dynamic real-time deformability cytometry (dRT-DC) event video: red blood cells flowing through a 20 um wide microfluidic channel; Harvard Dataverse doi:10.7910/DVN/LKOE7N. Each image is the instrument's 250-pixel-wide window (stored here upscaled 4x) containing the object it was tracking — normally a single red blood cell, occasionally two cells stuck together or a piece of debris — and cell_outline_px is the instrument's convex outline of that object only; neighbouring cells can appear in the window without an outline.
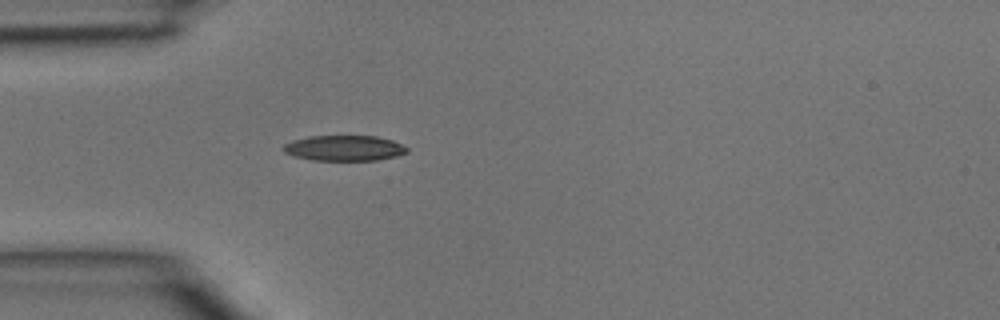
{"species": "common noctule bat (a hibernating species)", "species_latin": "Nyctalus noctula", "temperature_condition": "room temperature", "stored_images_in_passage": 33, "camera_frame_rate_fps": 3000, "um_per_image_px": 0.085, "animal": {"sex": "male", "body_mass_g": 15.6}, "frame": {"image": 1, "passage_image": 1, "time_ms": 0.0, "image_size_px": [1000, 320], "cell_outline_px": [[408, 152], [396, 156], [376, 160], [312, 160], [296, 156], [284, 152], [280, 148], [284, 144], [292, 140], [308, 136], [376, 136], [392, 140], [408, 148]], "centroid_in_image_um": [29.23, 12.58], "position_along_channel_um": 55.8, "area_um2": 18.32}}
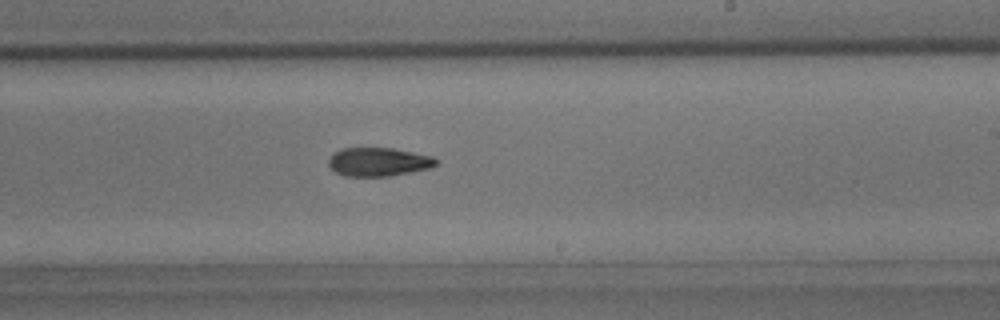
{"frame": {"image": 2, "passage_image": 15, "time_ms": 4.667, "image_size_px": [1000, 320], "cell_outline_px": [[440, 160], [436, 164], [428, 168], [388, 176], [344, 176], [336, 172], [328, 164], [328, 160], [332, 152], [340, 148], [392, 148], [432, 156]], "centroid_in_image_um": [32.13, 13.75], "position_along_channel_um": 256.9, "area_um2": 17.86}}
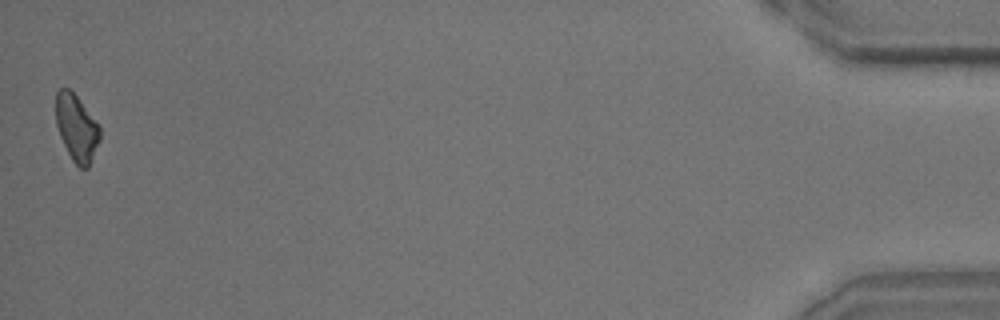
{"frame": {"image": 3, "passage_image": 33, "time_ms": 10.667, "image_size_px": [1000, 320], "cell_outline_px": [[100, 140], [92, 160], [88, 168], [80, 168], [72, 160], [60, 136], [56, 124], [56, 92], [60, 88], [68, 88], [76, 96], [100, 124]], "centroid_in_image_um": [6.53, 10.87], "position_along_channel_um": 428.7, "area_um2": 17.11}}